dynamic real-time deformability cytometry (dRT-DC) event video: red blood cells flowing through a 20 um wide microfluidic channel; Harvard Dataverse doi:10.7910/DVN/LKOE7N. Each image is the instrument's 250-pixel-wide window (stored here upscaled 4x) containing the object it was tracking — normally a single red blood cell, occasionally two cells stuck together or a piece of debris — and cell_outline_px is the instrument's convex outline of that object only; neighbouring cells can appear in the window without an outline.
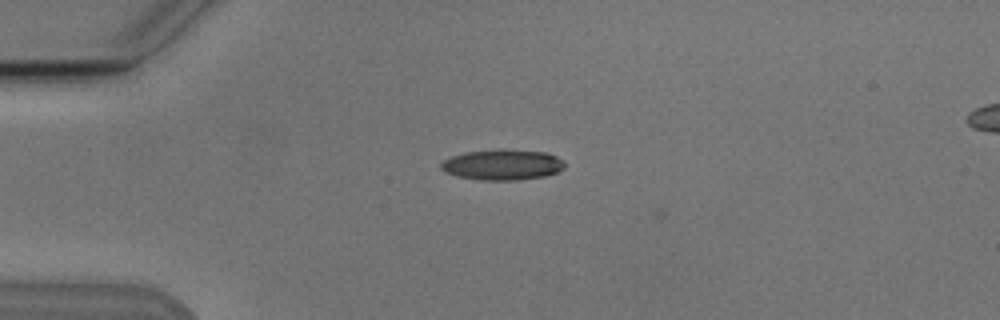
{"species": "Egyptian fruit bat (a non-hibernating species)", "species_latin": "Rousettus aegyptiacus", "temperature_condition": "cold", "stored_images_in_passage": 4, "camera_frame_rate_fps": 3000, "um_per_image_px": 0.085, "animal": {"sex": "male"}, "frame": {"image": 1, "passage_image": 3, "time_ms": 2.333, "image_size_px": [1000, 320], "cell_outline_px": [[564, 168], [556, 172], [544, 176], [516, 180], [480, 180], [456, 176], [444, 172], [440, 168], [440, 164], [444, 160], [452, 156], [464, 152], [504, 148], [548, 152], [564, 160]], "centroid_in_image_um": [42.7, 13.98], "position_along_channel_um": 42.3, "area_um2": 22.37}}